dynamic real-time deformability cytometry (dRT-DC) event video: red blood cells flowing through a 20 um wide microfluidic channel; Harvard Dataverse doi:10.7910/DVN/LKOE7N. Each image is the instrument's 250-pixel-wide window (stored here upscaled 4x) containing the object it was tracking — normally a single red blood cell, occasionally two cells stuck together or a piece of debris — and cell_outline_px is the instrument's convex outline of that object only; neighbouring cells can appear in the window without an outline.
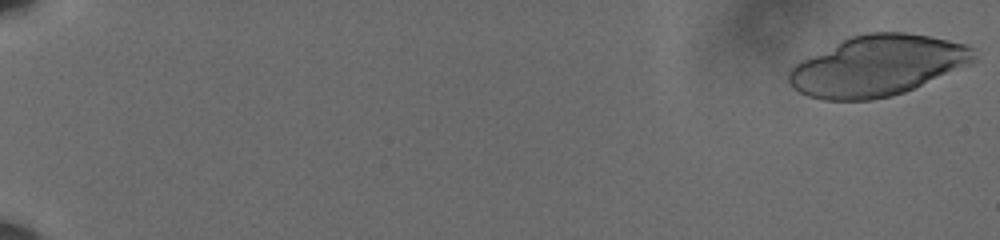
{"species": "human", "species_latin": "Homo sapiens", "temperature_condition": "cold", "stored_images_in_passage": 31, "camera_frame_rate_fps": 3000, "um_per_image_px": 0.085, "donor": {"sex": "male"}, "frame": {"image": 1, "passage_image": 1, "time_ms": 0.0, "image_size_px": [1000, 240], "cell_outline_px": [[976, 60], [904, 92], [892, 96], [872, 100], [824, 100], [808, 96], [800, 92], [788, 80], [788, 72], [800, 60], [852, 36], [868, 32], [904, 32], [928, 36], [968, 44], [972, 48], [976, 56]], "centroid_in_image_um": [74.57, 5.58], "position_along_channel_um": 10.4, "area_um2": 64.45}}
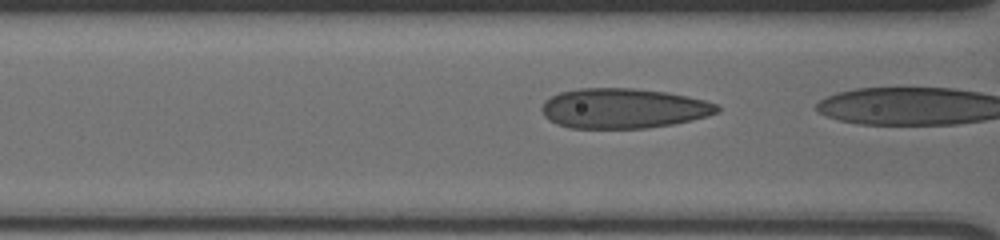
{"frame": {"image": 2, "passage_image": 26, "time_ms": 8.333, "image_size_px": [1000, 240], "cell_outline_px": [[720, 112], [708, 116], [692, 120], [672, 124], [648, 128], [568, 128], [556, 124], [548, 120], [544, 116], [540, 108], [544, 100], [560, 92], [580, 88], [632, 88], [668, 92], [688, 96], [704, 100], [716, 104], [720, 108]], "centroid_in_image_um": [52.97, 9.21], "position_along_channel_um": 113.6, "area_um2": 41.21}}